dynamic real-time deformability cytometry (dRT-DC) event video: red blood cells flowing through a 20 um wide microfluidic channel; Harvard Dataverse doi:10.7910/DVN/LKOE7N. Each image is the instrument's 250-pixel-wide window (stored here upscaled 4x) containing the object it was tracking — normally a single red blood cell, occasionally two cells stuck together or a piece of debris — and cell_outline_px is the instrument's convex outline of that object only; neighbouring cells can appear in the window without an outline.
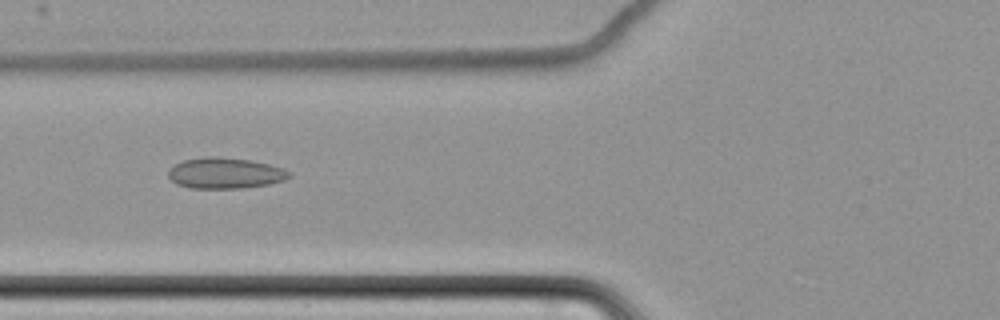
{"species": "common noctule bat (a hibernating species)", "species_latin": "Nyctalus noctula", "temperature_condition": "cold", "stored_images_in_passage": 9, "camera_frame_rate_fps": 3000, "um_per_image_px": 0.085, "animal": {"sex": "female", "body_mass_g": 22.7, "forearm_length_mm": 54.2}, "frame": {"image": 1, "passage_image": 6, "time_ms": 6.0, "image_size_px": [1000, 320], "cell_outline_px": [[292, 176], [284, 180], [268, 184], [240, 188], [188, 188], [176, 184], [168, 176], [168, 172], [176, 164], [184, 160], [204, 156], [216, 156], [252, 160], [284, 168], [292, 172]], "centroid_in_image_um": [19.16, 14.71], "position_along_channel_um": 106.6, "area_um2": 21.85}}
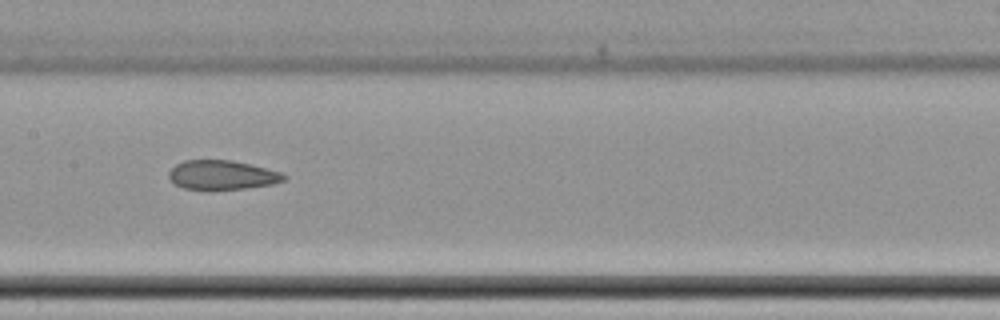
{"frame": {"image": 2, "passage_image": 8, "time_ms": 8.333, "image_size_px": [1000, 320], "cell_outline_px": [[288, 176], [284, 180], [272, 184], [244, 188], [184, 188], [176, 184], [168, 176], [168, 172], [176, 164], [184, 160], [232, 160], [284, 172]], "centroid_in_image_um": [18.92, 14.84], "position_along_channel_um": 188.5, "area_um2": 19.25}}
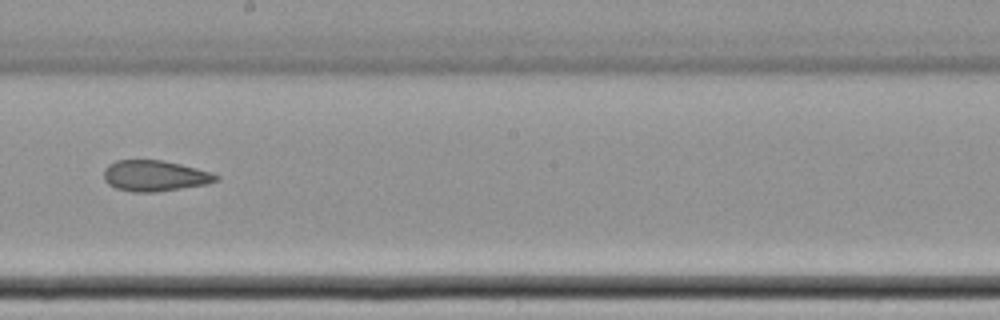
{"frame": {"image": 3, "passage_image": 9, "time_ms": 9.667, "image_size_px": [1000, 320], "cell_outline_px": [[220, 176], [216, 180], [208, 184], [156, 192], [132, 192], [116, 188], [108, 184], [104, 180], [104, 168], [108, 164], [116, 160], [164, 160], [212, 172]], "centroid_in_image_um": [13.14, 14.94], "position_along_channel_um": 235.1, "area_um2": 20.29}}